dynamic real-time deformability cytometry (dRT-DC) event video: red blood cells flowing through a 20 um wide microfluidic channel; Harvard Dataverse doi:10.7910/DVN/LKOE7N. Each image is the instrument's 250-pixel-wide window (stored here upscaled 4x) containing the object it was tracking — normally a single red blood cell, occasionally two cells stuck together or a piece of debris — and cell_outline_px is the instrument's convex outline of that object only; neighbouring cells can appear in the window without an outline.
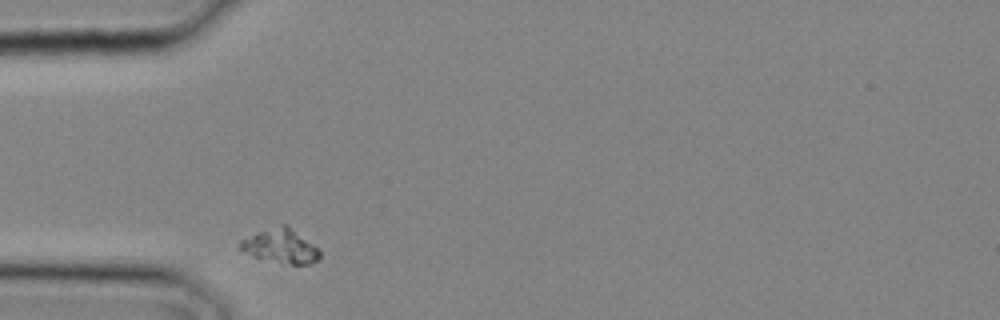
{"species": "common noctule bat (a hibernating species)", "species_latin": "Nyctalus noctula", "temperature_condition": "cold", "stored_images_in_passage": 24, "camera_frame_rate_fps": 3000, "um_per_image_px": 0.085, "animal": {"sex": "male", "body_mass_g": 20.4}, "frame": {"image": 1, "passage_image": 1, "time_ms": 0.0, "image_size_px": [1000, 320], "cell_outline_px": [[320, 256], [316, 260], [308, 264], [292, 264], [260, 260], [236, 248], [236, 244], [240, 240], [260, 232], [284, 224], [288, 224], [320, 248]], "centroid_in_image_um": [23.84, 20.93], "position_along_channel_um": 61.2, "area_um2": 16.07}}
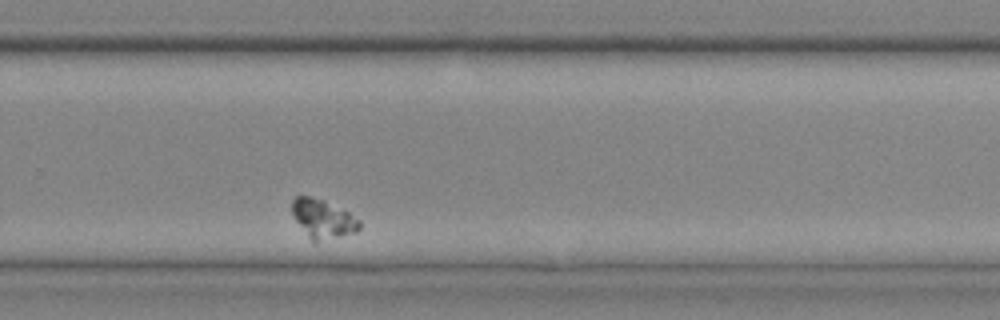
{"frame": {"image": 2, "passage_image": 14, "time_ms": 4.333, "image_size_px": [1000, 320], "cell_outline_px": [[360, 228], [356, 232], [312, 244], [296, 220], [292, 212], [292, 200], [296, 196], [308, 196], [324, 200], [348, 212], [360, 220]], "centroid_in_image_um": [27.44, 18.63], "position_along_channel_um": 302.4, "area_um2": 15.32}}
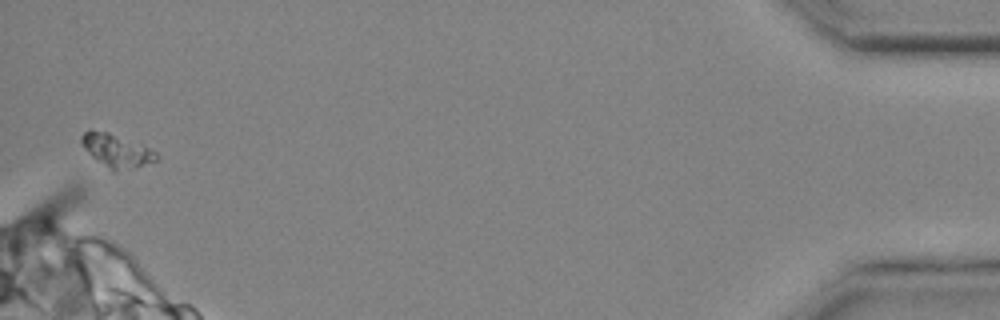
{"frame": {"image": 3, "passage_image": 24, "time_ms": 7.667, "image_size_px": [1000, 320], "cell_outline_px": [[156, 160], [116, 172], [112, 172], [92, 156], [80, 144], [80, 136], [84, 132], [92, 128], [108, 132], [148, 148], [156, 152]], "centroid_in_image_um": [9.8, 12.79], "position_along_channel_um": 425.4, "area_um2": 14.1}}